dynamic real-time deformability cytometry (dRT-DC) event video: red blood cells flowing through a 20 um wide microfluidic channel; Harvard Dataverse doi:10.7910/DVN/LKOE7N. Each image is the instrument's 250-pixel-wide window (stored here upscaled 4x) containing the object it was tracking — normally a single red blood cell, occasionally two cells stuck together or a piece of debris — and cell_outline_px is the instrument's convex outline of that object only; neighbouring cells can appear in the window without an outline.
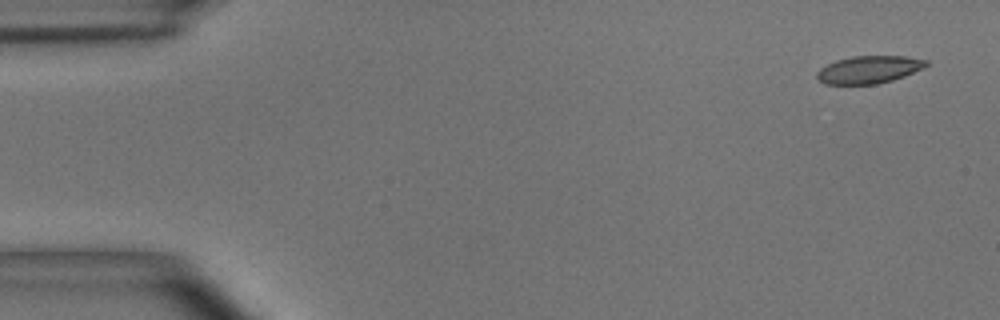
{"species": "common noctule bat (a hibernating species)", "species_latin": "Nyctalus noctula", "temperature_condition": "room temperature", "stored_images_in_passage": 5, "camera_frame_rate_fps": 3000, "um_per_image_px": 0.085, "animal": {"sex": "male", "body_mass_g": 15.6}, "frame": {"image": 1, "passage_image": 1, "time_ms": 0.0, "image_size_px": [1000, 320], "cell_outline_px": [[928, 64], [924, 68], [904, 76], [892, 80], [876, 84], [824, 84], [816, 76], [816, 72], [820, 68], [836, 60], [852, 56], [908, 56], [928, 60]], "centroid_in_image_um": [73.87, 5.91], "position_along_channel_um": 11.1, "area_um2": 17.57}}